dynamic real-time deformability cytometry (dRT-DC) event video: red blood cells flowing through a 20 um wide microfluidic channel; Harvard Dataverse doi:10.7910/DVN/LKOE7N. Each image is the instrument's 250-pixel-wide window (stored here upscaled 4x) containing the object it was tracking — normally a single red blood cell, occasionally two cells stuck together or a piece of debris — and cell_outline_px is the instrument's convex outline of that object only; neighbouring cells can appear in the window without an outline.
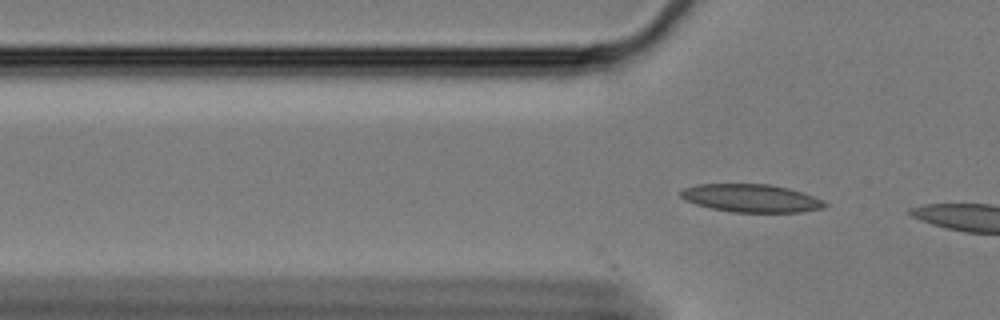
{"species": "Egyptian fruit bat (a non-hibernating species)", "species_latin": "Rousettus aegyptiacus", "temperature_condition": "cold", "stored_images_in_passage": 4, "camera_frame_rate_fps": 3000, "um_per_image_px": 0.085, "animal": {"sex": "female"}, "frame": {"image": 1, "passage_image": 4, "time_ms": 1.0, "image_size_px": [1000, 320], "cell_outline_px": [[828, 204], [824, 208], [800, 212], [732, 212], [712, 208], [696, 204], [684, 200], [680, 196], [680, 192], [684, 188], [696, 184], [768, 184], [788, 188], [824, 200]], "centroid_in_image_um": [63.84, 16.84], "position_along_channel_um": 62.0, "area_um2": 23.41}}